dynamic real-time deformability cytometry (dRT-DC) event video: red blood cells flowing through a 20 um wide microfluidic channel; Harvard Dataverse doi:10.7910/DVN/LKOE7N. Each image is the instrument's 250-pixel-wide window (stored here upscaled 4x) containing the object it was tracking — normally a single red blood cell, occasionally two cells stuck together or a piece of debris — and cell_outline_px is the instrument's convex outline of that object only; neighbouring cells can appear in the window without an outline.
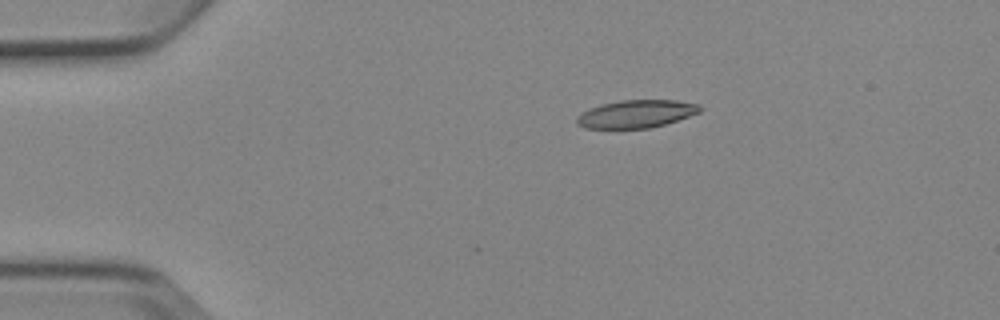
{"species": "Egyptian fruit bat (a non-hibernating species)", "species_latin": "Rousettus aegyptiacus", "temperature_condition": "cold", "stored_images_in_passage": 5, "camera_frame_rate_fps": 3000, "um_per_image_px": 0.085, "animal": {"sex": "female"}, "frame": {"image": 1, "passage_image": 2, "time_ms": 2.0, "image_size_px": [1000, 320], "cell_outline_px": [[704, 108], [700, 112], [664, 124], [648, 128], [584, 128], [576, 124], [576, 116], [588, 108], [600, 104], [620, 100], [676, 100], [700, 104]], "centroid_in_image_um": [54.05, 9.67], "position_along_channel_um": 30.9, "area_um2": 20.06}}
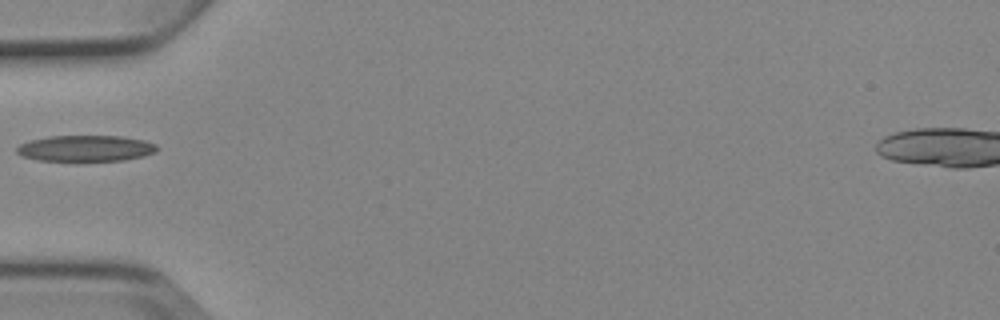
{"frame": {"image": 2, "passage_image": 4, "time_ms": 4.667, "image_size_px": [1000, 320], "cell_outline_px": [[156, 152], [144, 156], [124, 160], [40, 160], [20, 156], [16, 152], [16, 148], [20, 144], [28, 140], [48, 136], [120, 136], [144, 140], [156, 144]], "centroid_in_image_um": [7.25, 12.6], "position_along_channel_um": 77.7, "area_um2": 21.21}}
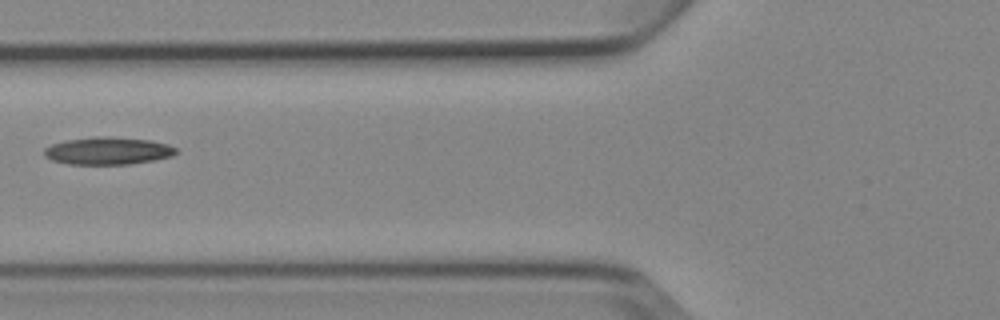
{"frame": {"image": 3, "passage_image": 5, "time_ms": 5.667, "image_size_px": [1000, 320], "cell_outline_px": [[180, 152], [172, 156], [156, 160], [128, 164], [68, 164], [52, 160], [44, 156], [44, 148], [52, 144], [68, 140], [96, 136], [112, 136], [152, 140], [168, 144], [176, 148]], "centroid_in_image_um": [9.22, 12.81], "position_along_channel_um": 116.6, "area_um2": 21.33}}